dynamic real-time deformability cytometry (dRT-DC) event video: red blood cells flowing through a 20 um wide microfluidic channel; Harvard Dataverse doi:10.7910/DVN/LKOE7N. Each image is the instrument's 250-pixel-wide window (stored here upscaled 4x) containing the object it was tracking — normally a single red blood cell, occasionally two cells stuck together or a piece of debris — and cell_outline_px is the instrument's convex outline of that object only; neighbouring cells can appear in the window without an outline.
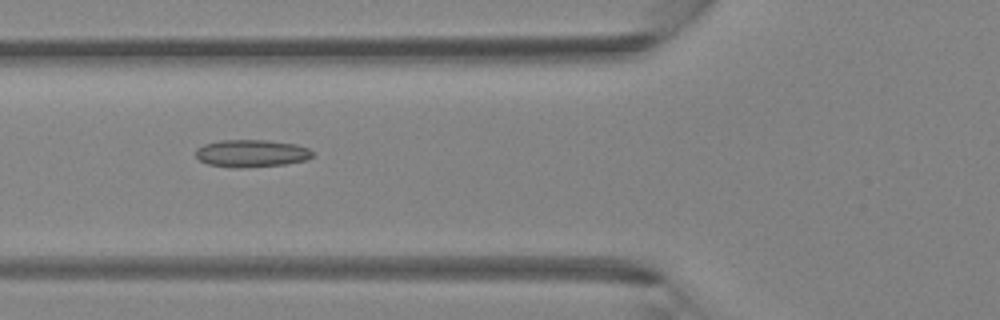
{"species": "Egyptian fruit bat (a non-hibernating species)", "species_latin": "Rousettus aegyptiacus", "temperature_condition": "room temperature", "stored_images_in_passage": 5, "camera_frame_rate_fps": 3000, "um_per_image_px": 0.085, "animal": {"sex": "female"}, "frame": {"image": 1, "passage_image": 5, "time_ms": 1.333, "image_size_px": [1000, 320], "cell_outline_px": [[312, 156], [308, 160], [284, 164], [244, 168], [232, 168], [208, 164], [200, 160], [196, 156], [196, 148], [204, 144], [220, 140], [264, 140], [296, 144], [308, 148], [312, 152]], "centroid_in_image_um": [21.36, 13.04], "position_along_channel_um": 104.4, "area_um2": 18.73}}